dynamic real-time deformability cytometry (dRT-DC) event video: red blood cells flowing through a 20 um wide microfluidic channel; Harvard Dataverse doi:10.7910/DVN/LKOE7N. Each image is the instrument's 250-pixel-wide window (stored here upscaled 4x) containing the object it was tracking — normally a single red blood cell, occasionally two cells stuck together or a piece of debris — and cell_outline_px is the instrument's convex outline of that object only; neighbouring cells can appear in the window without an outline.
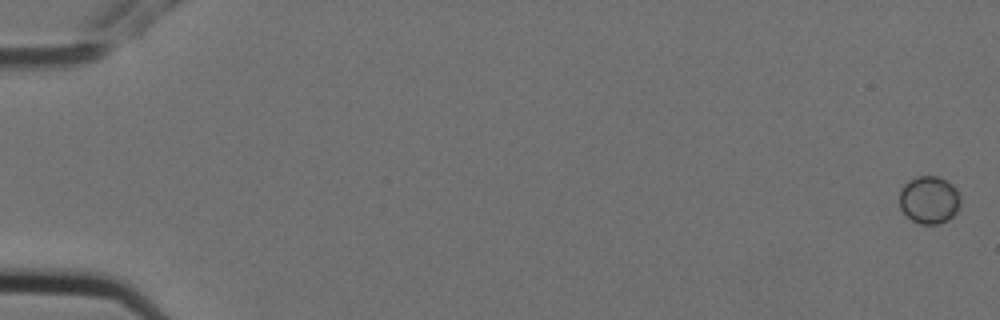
{"species": "Egyptian fruit bat (a non-hibernating species)", "species_latin": "Rousettus aegyptiacus", "temperature_condition": "cold", "stored_images_in_passage": 6, "camera_frame_rate_fps": 3000, "um_per_image_px": 0.085, "animal": {"sex": "female"}, "frame": {"image": 1, "passage_image": 1, "time_ms": 0.0, "image_size_px": [1000, 320], "cell_outline_px": [[960, 204], [956, 212], [948, 220], [936, 224], [920, 224], [912, 220], [900, 208], [900, 188], [908, 180], [920, 176], [936, 176], [952, 184], [956, 188], [960, 200]], "centroid_in_image_um": [78.97, 16.99], "position_along_channel_um": 6.0, "area_um2": 16.82}}
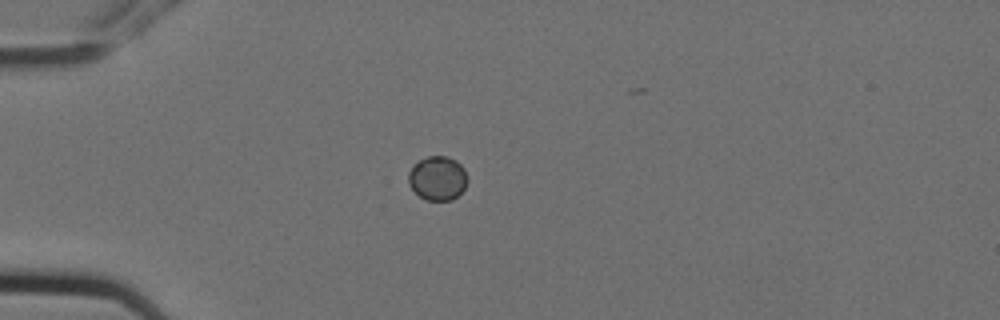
{"frame": {"image": 2, "passage_image": 5, "time_ms": 1.333, "image_size_px": [1000, 320], "cell_outline_px": [[468, 180], [464, 188], [452, 200], [428, 200], [420, 196], [408, 184], [408, 172], [420, 160], [428, 156], [448, 156], [456, 160], [464, 168], [468, 176]], "centroid_in_image_um": [37.22, 15.14], "position_along_channel_um": 47.8, "area_um2": 15.09}}